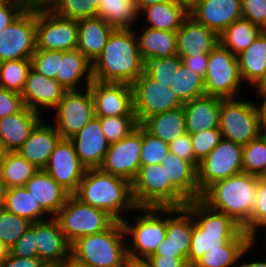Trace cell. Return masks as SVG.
<instances>
[{
  "instance_id": "obj_50",
  "label": "cell",
  "mask_w": 266,
  "mask_h": 267,
  "mask_svg": "<svg viewBox=\"0 0 266 267\" xmlns=\"http://www.w3.org/2000/svg\"><path fill=\"white\" fill-rule=\"evenodd\" d=\"M62 58L63 51L36 50L31 57V67L48 78L56 79Z\"/></svg>"
},
{
  "instance_id": "obj_40",
  "label": "cell",
  "mask_w": 266,
  "mask_h": 267,
  "mask_svg": "<svg viewBox=\"0 0 266 267\" xmlns=\"http://www.w3.org/2000/svg\"><path fill=\"white\" fill-rule=\"evenodd\" d=\"M38 170L17 151L7 152L0 166V180L8 188L25 186Z\"/></svg>"
},
{
  "instance_id": "obj_68",
  "label": "cell",
  "mask_w": 266,
  "mask_h": 267,
  "mask_svg": "<svg viewBox=\"0 0 266 267\" xmlns=\"http://www.w3.org/2000/svg\"><path fill=\"white\" fill-rule=\"evenodd\" d=\"M28 5L47 6L52 0H26Z\"/></svg>"
},
{
  "instance_id": "obj_23",
  "label": "cell",
  "mask_w": 266,
  "mask_h": 267,
  "mask_svg": "<svg viewBox=\"0 0 266 267\" xmlns=\"http://www.w3.org/2000/svg\"><path fill=\"white\" fill-rule=\"evenodd\" d=\"M189 15L220 35L243 17L242 0H199Z\"/></svg>"
},
{
  "instance_id": "obj_2",
  "label": "cell",
  "mask_w": 266,
  "mask_h": 267,
  "mask_svg": "<svg viewBox=\"0 0 266 267\" xmlns=\"http://www.w3.org/2000/svg\"><path fill=\"white\" fill-rule=\"evenodd\" d=\"M73 195L82 203L107 212L119 222L124 220V211H139L132 196L131 182L100 168L86 169Z\"/></svg>"
},
{
  "instance_id": "obj_5",
  "label": "cell",
  "mask_w": 266,
  "mask_h": 267,
  "mask_svg": "<svg viewBox=\"0 0 266 267\" xmlns=\"http://www.w3.org/2000/svg\"><path fill=\"white\" fill-rule=\"evenodd\" d=\"M127 238L122 222L109 229L83 236L71 244V256L91 267H126L129 261Z\"/></svg>"
},
{
  "instance_id": "obj_12",
  "label": "cell",
  "mask_w": 266,
  "mask_h": 267,
  "mask_svg": "<svg viewBox=\"0 0 266 267\" xmlns=\"http://www.w3.org/2000/svg\"><path fill=\"white\" fill-rule=\"evenodd\" d=\"M133 106L138 124H143L149 117L175 110L184 104L166 84L155 81L146 71L134 81Z\"/></svg>"
},
{
  "instance_id": "obj_14",
  "label": "cell",
  "mask_w": 266,
  "mask_h": 267,
  "mask_svg": "<svg viewBox=\"0 0 266 267\" xmlns=\"http://www.w3.org/2000/svg\"><path fill=\"white\" fill-rule=\"evenodd\" d=\"M243 146L222 139L201 161L197 168V181L202 194L214 182L243 172Z\"/></svg>"
},
{
  "instance_id": "obj_49",
  "label": "cell",
  "mask_w": 266,
  "mask_h": 267,
  "mask_svg": "<svg viewBox=\"0 0 266 267\" xmlns=\"http://www.w3.org/2000/svg\"><path fill=\"white\" fill-rule=\"evenodd\" d=\"M192 148L195 155V167L201 162L223 139L219 128L190 134Z\"/></svg>"
},
{
  "instance_id": "obj_58",
  "label": "cell",
  "mask_w": 266,
  "mask_h": 267,
  "mask_svg": "<svg viewBox=\"0 0 266 267\" xmlns=\"http://www.w3.org/2000/svg\"><path fill=\"white\" fill-rule=\"evenodd\" d=\"M44 263L39 257H18L8 255L1 263L0 267H44Z\"/></svg>"
},
{
  "instance_id": "obj_72",
  "label": "cell",
  "mask_w": 266,
  "mask_h": 267,
  "mask_svg": "<svg viewBox=\"0 0 266 267\" xmlns=\"http://www.w3.org/2000/svg\"><path fill=\"white\" fill-rule=\"evenodd\" d=\"M261 29L263 32H266V21H265V24L261 27Z\"/></svg>"
},
{
  "instance_id": "obj_6",
  "label": "cell",
  "mask_w": 266,
  "mask_h": 267,
  "mask_svg": "<svg viewBox=\"0 0 266 267\" xmlns=\"http://www.w3.org/2000/svg\"><path fill=\"white\" fill-rule=\"evenodd\" d=\"M132 196L138 208H179L189 202L171 183L162 164L141 165L132 181Z\"/></svg>"
},
{
  "instance_id": "obj_60",
  "label": "cell",
  "mask_w": 266,
  "mask_h": 267,
  "mask_svg": "<svg viewBox=\"0 0 266 267\" xmlns=\"http://www.w3.org/2000/svg\"><path fill=\"white\" fill-rule=\"evenodd\" d=\"M260 96L262 97L263 101L262 103H256L258 113H259V119H260V125L262 132L266 133V95H257L256 98Z\"/></svg>"
},
{
  "instance_id": "obj_67",
  "label": "cell",
  "mask_w": 266,
  "mask_h": 267,
  "mask_svg": "<svg viewBox=\"0 0 266 267\" xmlns=\"http://www.w3.org/2000/svg\"><path fill=\"white\" fill-rule=\"evenodd\" d=\"M10 254L9 247H7L1 240H0V263L8 257Z\"/></svg>"
},
{
  "instance_id": "obj_28",
  "label": "cell",
  "mask_w": 266,
  "mask_h": 267,
  "mask_svg": "<svg viewBox=\"0 0 266 267\" xmlns=\"http://www.w3.org/2000/svg\"><path fill=\"white\" fill-rule=\"evenodd\" d=\"M24 187L50 215L48 217H55L71 195L44 170H38Z\"/></svg>"
},
{
  "instance_id": "obj_63",
  "label": "cell",
  "mask_w": 266,
  "mask_h": 267,
  "mask_svg": "<svg viewBox=\"0 0 266 267\" xmlns=\"http://www.w3.org/2000/svg\"><path fill=\"white\" fill-rule=\"evenodd\" d=\"M62 267H91L72 257L71 255L61 264Z\"/></svg>"
},
{
  "instance_id": "obj_10",
  "label": "cell",
  "mask_w": 266,
  "mask_h": 267,
  "mask_svg": "<svg viewBox=\"0 0 266 267\" xmlns=\"http://www.w3.org/2000/svg\"><path fill=\"white\" fill-rule=\"evenodd\" d=\"M204 84L205 95L223 99L236 98L243 86L237 56L221 44L208 56Z\"/></svg>"
},
{
  "instance_id": "obj_21",
  "label": "cell",
  "mask_w": 266,
  "mask_h": 267,
  "mask_svg": "<svg viewBox=\"0 0 266 267\" xmlns=\"http://www.w3.org/2000/svg\"><path fill=\"white\" fill-rule=\"evenodd\" d=\"M177 55L183 59L188 56L210 54L219 44V35L198 23L188 15L177 30Z\"/></svg>"
},
{
  "instance_id": "obj_13",
  "label": "cell",
  "mask_w": 266,
  "mask_h": 267,
  "mask_svg": "<svg viewBox=\"0 0 266 267\" xmlns=\"http://www.w3.org/2000/svg\"><path fill=\"white\" fill-rule=\"evenodd\" d=\"M36 50V6L29 5L0 32V62L31 59Z\"/></svg>"
},
{
  "instance_id": "obj_66",
  "label": "cell",
  "mask_w": 266,
  "mask_h": 267,
  "mask_svg": "<svg viewBox=\"0 0 266 267\" xmlns=\"http://www.w3.org/2000/svg\"><path fill=\"white\" fill-rule=\"evenodd\" d=\"M244 262L245 263H240V264H238V267H266V261L264 260V261H248V262H246L245 260H244Z\"/></svg>"
},
{
  "instance_id": "obj_34",
  "label": "cell",
  "mask_w": 266,
  "mask_h": 267,
  "mask_svg": "<svg viewBox=\"0 0 266 267\" xmlns=\"http://www.w3.org/2000/svg\"><path fill=\"white\" fill-rule=\"evenodd\" d=\"M237 58L243 83L255 86L266 74V32L262 31Z\"/></svg>"
},
{
  "instance_id": "obj_26",
  "label": "cell",
  "mask_w": 266,
  "mask_h": 267,
  "mask_svg": "<svg viewBox=\"0 0 266 267\" xmlns=\"http://www.w3.org/2000/svg\"><path fill=\"white\" fill-rule=\"evenodd\" d=\"M222 99L203 95L184 103L186 132L193 134L219 128Z\"/></svg>"
},
{
  "instance_id": "obj_30",
  "label": "cell",
  "mask_w": 266,
  "mask_h": 267,
  "mask_svg": "<svg viewBox=\"0 0 266 267\" xmlns=\"http://www.w3.org/2000/svg\"><path fill=\"white\" fill-rule=\"evenodd\" d=\"M78 22L77 49L93 63L107 44L112 28L101 17L83 18Z\"/></svg>"
},
{
  "instance_id": "obj_69",
  "label": "cell",
  "mask_w": 266,
  "mask_h": 267,
  "mask_svg": "<svg viewBox=\"0 0 266 267\" xmlns=\"http://www.w3.org/2000/svg\"><path fill=\"white\" fill-rule=\"evenodd\" d=\"M126 267H149V266L145 261H134L129 259Z\"/></svg>"
},
{
  "instance_id": "obj_33",
  "label": "cell",
  "mask_w": 266,
  "mask_h": 267,
  "mask_svg": "<svg viewBox=\"0 0 266 267\" xmlns=\"http://www.w3.org/2000/svg\"><path fill=\"white\" fill-rule=\"evenodd\" d=\"M143 31H135L138 47L143 61L157 58L172 57L177 55V34L165 30H156L150 27L141 28ZM138 32L140 36L138 35Z\"/></svg>"
},
{
  "instance_id": "obj_51",
  "label": "cell",
  "mask_w": 266,
  "mask_h": 267,
  "mask_svg": "<svg viewBox=\"0 0 266 267\" xmlns=\"http://www.w3.org/2000/svg\"><path fill=\"white\" fill-rule=\"evenodd\" d=\"M259 228H266V176H258L255 206L251 215V237L254 240L257 239Z\"/></svg>"
},
{
  "instance_id": "obj_9",
  "label": "cell",
  "mask_w": 266,
  "mask_h": 267,
  "mask_svg": "<svg viewBox=\"0 0 266 267\" xmlns=\"http://www.w3.org/2000/svg\"><path fill=\"white\" fill-rule=\"evenodd\" d=\"M55 218L70 244L83 236L101 233L116 222L107 212L82 203L74 195L68 197Z\"/></svg>"
},
{
  "instance_id": "obj_15",
  "label": "cell",
  "mask_w": 266,
  "mask_h": 267,
  "mask_svg": "<svg viewBox=\"0 0 266 267\" xmlns=\"http://www.w3.org/2000/svg\"><path fill=\"white\" fill-rule=\"evenodd\" d=\"M85 89L67 91L54 108L56 112L53 125L62 139H71L95 118L91 91Z\"/></svg>"
},
{
  "instance_id": "obj_25",
  "label": "cell",
  "mask_w": 266,
  "mask_h": 267,
  "mask_svg": "<svg viewBox=\"0 0 266 267\" xmlns=\"http://www.w3.org/2000/svg\"><path fill=\"white\" fill-rule=\"evenodd\" d=\"M45 122L46 120L41 119L36 124L30 132L28 139L17 151L39 170H43L46 167L51 153L61 139L54 125Z\"/></svg>"
},
{
  "instance_id": "obj_32",
  "label": "cell",
  "mask_w": 266,
  "mask_h": 267,
  "mask_svg": "<svg viewBox=\"0 0 266 267\" xmlns=\"http://www.w3.org/2000/svg\"><path fill=\"white\" fill-rule=\"evenodd\" d=\"M83 77L88 88L93 81L92 63L78 49L63 51L56 78L58 83L67 91L82 90L79 82Z\"/></svg>"
},
{
  "instance_id": "obj_71",
  "label": "cell",
  "mask_w": 266,
  "mask_h": 267,
  "mask_svg": "<svg viewBox=\"0 0 266 267\" xmlns=\"http://www.w3.org/2000/svg\"><path fill=\"white\" fill-rule=\"evenodd\" d=\"M44 267H62L61 265H48L46 264Z\"/></svg>"
},
{
  "instance_id": "obj_11",
  "label": "cell",
  "mask_w": 266,
  "mask_h": 267,
  "mask_svg": "<svg viewBox=\"0 0 266 267\" xmlns=\"http://www.w3.org/2000/svg\"><path fill=\"white\" fill-rule=\"evenodd\" d=\"M37 50L77 49L78 22L58 16L48 6H36Z\"/></svg>"
},
{
  "instance_id": "obj_46",
  "label": "cell",
  "mask_w": 266,
  "mask_h": 267,
  "mask_svg": "<svg viewBox=\"0 0 266 267\" xmlns=\"http://www.w3.org/2000/svg\"><path fill=\"white\" fill-rule=\"evenodd\" d=\"M109 144L128 136L138 126L136 116L97 117Z\"/></svg>"
},
{
  "instance_id": "obj_20",
  "label": "cell",
  "mask_w": 266,
  "mask_h": 267,
  "mask_svg": "<svg viewBox=\"0 0 266 267\" xmlns=\"http://www.w3.org/2000/svg\"><path fill=\"white\" fill-rule=\"evenodd\" d=\"M66 92L56 79L48 78L31 67L21 96L27 108L41 114L42 107L54 110Z\"/></svg>"
},
{
  "instance_id": "obj_42",
  "label": "cell",
  "mask_w": 266,
  "mask_h": 267,
  "mask_svg": "<svg viewBox=\"0 0 266 267\" xmlns=\"http://www.w3.org/2000/svg\"><path fill=\"white\" fill-rule=\"evenodd\" d=\"M30 68L31 59L0 62V87L21 94Z\"/></svg>"
},
{
  "instance_id": "obj_18",
  "label": "cell",
  "mask_w": 266,
  "mask_h": 267,
  "mask_svg": "<svg viewBox=\"0 0 266 267\" xmlns=\"http://www.w3.org/2000/svg\"><path fill=\"white\" fill-rule=\"evenodd\" d=\"M86 169L77 156L73 142L70 139L61 138L43 170L73 195Z\"/></svg>"
},
{
  "instance_id": "obj_48",
  "label": "cell",
  "mask_w": 266,
  "mask_h": 267,
  "mask_svg": "<svg viewBox=\"0 0 266 267\" xmlns=\"http://www.w3.org/2000/svg\"><path fill=\"white\" fill-rule=\"evenodd\" d=\"M182 59L178 56L157 58L154 60L147 61L145 63V71L159 83L166 84L169 88V82L172 80L176 72H178Z\"/></svg>"
},
{
  "instance_id": "obj_3",
  "label": "cell",
  "mask_w": 266,
  "mask_h": 267,
  "mask_svg": "<svg viewBox=\"0 0 266 267\" xmlns=\"http://www.w3.org/2000/svg\"><path fill=\"white\" fill-rule=\"evenodd\" d=\"M257 184L258 176L242 172L214 182L200 199L210 208L231 217L251 236V215Z\"/></svg>"
},
{
  "instance_id": "obj_64",
  "label": "cell",
  "mask_w": 266,
  "mask_h": 267,
  "mask_svg": "<svg viewBox=\"0 0 266 267\" xmlns=\"http://www.w3.org/2000/svg\"><path fill=\"white\" fill-rule=\"evenodd\" d=\"M257 95H266V74L254 86Z\"/></svg>"
},
{
  "instance_id": "obj_45",
  "label": "cell",
  "mask_w": 266,
  "mask_h": 267,
  "mask_svg": "<svg viewBox=\"0 0 266 267\" xmlns=\"http://www.w3.org/2000/svg\"><path fill=\"white\" fill-rule=\"evenodd\" d=\"M31 222L5 209L0 210V240L11 248L25 233Z\"/></svg>"
},
{
  "instance_id": "obj_36",
  "label": "cell",
  "mask_w": 266,
  "mask_h": 267,
  "mask_svg": "<svg viewBox=\"0 0 266 267\" xmlns=\"http://www.w3.org/2000/svg\"><path fill=\"white\" fill-rule=\"evenodd\" d=\"M142 125L151 134L170 144L186 132L184 107L153 115Z\"/></svg>"
},
{
  "instance_id": "obj_55",
  "label": "cell",
  "mask_w": 266,
  "mask_h": 267,
  "mask_svg": "<svg viewBox=\"0 0 266 267\" xmlns=\"http://www.w3.org/2000/svg\"><path fill=\"white\" fill-rule=\"evenodd\" d=\"M28 6L26 0H7L0 4V32L16 19Z\"/></svg>"
},
{
  "instance_id": "obj_24",
  "label": "cell",
  "mask_w": 266,
  "mask_h": 267,
  "mask_svg": "<svg viewBox=\"0 0 266 267\" xmlns=\"http://www.w3.org/2000/svg\"><path fill=\"white\" fill-rule=\"evenodd\" d=\"M81 163L87 168H99L110 146L102 131L100 120L95 117L70 139Z\"/></svg>"
},
{
  "instance_id": "obj_54",
  "label": "cell",
  "mask_w": 266,
  "mask_h": 267,
  "mask_svg": "<svg viewBox=\"0 0 266 267\" xmlns=\"http://www.w3.org/2000/svg\"><path fill=\"white\" fill-rule=\"evenodd\" d=\"M25 107L21 94L0 87V119Z\"/></svg>"
},
{
  "instance_id": "obj_17",
  "label": "cell",
  "mask_w": 266,
  "mask_h": 267,
  "mask_svg": "<svg viewBox=\"0 0 266 267\" xmlns=\"http://www.w3.org/2000/svg\"><path fill=\"white\" fill-rule=\"evenodd\" d=\"M91 91L95 117L135 116L130 84L93 80Z\"/></svg>"
},
{
  "instance_id": "obj_35",
  "label": "cell",
  "mask_w": 266,
  "mask_h": 267,
  "mask_svg": "<svg viewBox=\"0 0 266 267\" xmlns=\"http://www.w3.org/2000/svg\"><path fill=\"white\" fill-rule=\"evenodd\" d=\"M140 13L145 15L149 24L147 27L169 32H177L183 20L189 15L172 0L147 6L141 9Z\"/></svg>"
},
{
  "instance_id": "obj_29",
  "label": "cell",
  "mask_w": 266,
  "mask_h": 267,
  "mask_svg": "<svg viewBox=\"0 0 266 267\" xmlns=\"http://www.w3.org/2000/svg\"><path fill=\"white\" fill-rule=\"evenodd\" d=\"M256 242L257 240L243 230L234 240L228 241L224 246L208 250L191 267H238L243 256L252 249L251 247Z\"/></svg>"
},
{
  "instance_id": "obj_62",
  "label": "cell",
  "mask_w": 266,
  "mask_h": 267,
  "mask_svg": "<svg viewBox=\"0 0 266 267\" xmlns=\"http://www.w3.org/2000/svg\"><path fill=\"white\" fill-rule=\"evenodd\" d=\"M169 0H133L135 3L137 10L140 11L141 9L153 5V4H158V3H163Z\"/></svg>"
},
{
  "instance_id": "obj_43",
  "label": "cell",
  "mask_w": 266,
  "mask_h": 267,
  "mask_svg": "<svg viewBox=\"0 0 266 267\" xmlns=\"http://www.w3.org/2000/svg\"><path fill=\"white\" fill-rule=\"evenodd\" d=\"M100 0H52L47 6L58 16L80 20L98 16Z\"/></svg>"
},
{
  "instance_id": "obj_70",
  "label": "cell",
  "mask_w": 266,
  "mask_h": 267,
  "mask_svg": "<svg viewBox=\"0 0 266 267\" xmlns=\"http://www.w3.org/2000/svg\"><path fill=\"white\" fill-rule=\"evenodd\" d=\"M7 152L8 151L4 147L3 143L0 141V166L2 164V161L5 159Z\"/></svg>"
},
{
  "instance_id": "obj_31",
  "label": "cell",
  "mask_w": 266,
  "mask_h": 267,
  "mask_svg": "<svg viewBox=\"0 0 266 267\" xmlns=\"http://www.w3.org/2000/svg\"><path fill=\"white\" fill-rule=\"evenodd\" d=\"M165 166L170 183L188 200L200 199L202 194L197 181V168L171 152L161 163Z\"/></svg>"
},
{
  "instance_id": "obj_59",
  "label": "cell",
  "mask_w": 266,
  "mask_h": 267,
  "mask_svg": "<svg viewBox=\"0 0 266 267\" xmlns=\"http://www.w3.org/2000/svg\"><path fill=\"white\" fill-rule=\"evenodd\" d=\"M208 56L209 54H202L201 56H188L184 57L182 61L185 66L204 79L207 72Z\"/></svg>"
},
{
  "instance_id": "obj_53",
  "label": "cell",
  "mask_w": 266,
  "mask_h": 267,
  "mask_svg": "<svg viewBox=\"0 0 266 267\" xmlns=\"http://www.w3.org/2000/svg\"><path fill=\"white\" fill-rule=\"evenodd\" d=\"M242 14L261 28L266 21V0H242Z\"/></svg>"
},
{
  "instance_id": "obj_57",
  "label": "cell",
  "mask_w": 266,
  "mask_h": 267,
  "mask_svg": "<svg viewBox=\"0 0 266 267\" xmlns=\"http://www.w3.org/2000/svg\"><path fill=\"white\" fill-rule=\"evenodd\" d=\"M149 267H190L187 257L150 255L144 260Z\"/></svg>"
},
{
  "instance_id": "obj_37",
  "label": "cell",
  "mask_w": 266,
  "mask_h": 267,
  "mask_svg": "<svg viewBox=\"0 0 266 267\" xmlns=\"http://www.w3.org/2000/svg\"><path fill=\"white\" fill-rule=\"evenodd\" d=\"M98 17L114 29H133L134 21L142 16L133 0H100Z\"/></svg>"
},
{
  "instance_id": "obj_44",
  "label": "cell",
  "mask_w": 266,
  "mask_h": 267,
  "mask_svg": "<svg viewBox=\"0 0 266 267\" xmlns=\"http://www.w3.org/2000/svg\"><path fill=\"white\" fill-rule=\"evenodd\" d=\"M243 172L266 176V133L243 146Z\"/></svg>"
},
{
  "instance_id": "obj_56",
  "label": "cell",
  "mask_w": 266,
  "mask_h": 267,
  "mask_svg": "<svg viewBox=\"0 0 266 267\" xmlns=\"http://www.w3.org/2000/svg\"><path fill=\"white\" fill-rule=\"evenodd\" d=\"M170 152L190 161L195 166V155L192 148L191 136L185 132L169 144Z\"/></svg>"
},
{
  "instance_id": "obj_52",
  "label": "cell",
  "mask_w": 266,
  "mask_h": 267,
  "mask_svg": "<svg viewBox=\"0 0 266 267\" xmlns=\"http://www.w3.org/2000/svg\"><path fill=\"white\" fill-rule=\"evenodd\" d=\"M10 255L18 257H38L36 244V222L31 223L22 237L9 248Z\"/></svg>"
},
{
  "instance_id": "obj_22",
  "label": "cell",
  "mask_w": 266,
  "mask_h": 267,
  "mask_svg": "<svg viewBox=\"0 0 266 267\" xmlns=\"http://www.w3.org/2000/svg\"><path fill=\"white\" fill-rule=\"evenodd\" d=\"M36 244L38 257L48 265H61L71 255V244L55 217L36 222Z\"/></svg>"
},
{
  "instance_id": "obj_1",
  "label": "cell",
  "mask_w": 266,
  "mask_h": 267,
  "mask_svg": "<svg viewBox=\"0 0 266 267\" xmlns=\"http://www.w3.org/2000/svg\"><path fill=\"white\" fill-rule=\"evenodd\" d=\"M145 71L133 29H114L92 63L93 80L132 84Z\"/></svg>"
},
{
  "instance_id": "obj_38",
  "label": "cell",
  "mask_w": 266,
  "mask_h": 267,
  "mask_svg": "<svg viewBox=\"0 0 266 267\" xmlns=\"http://www.w3.org/2000/svg\"><path fill=\"white\" fill-rule=\"evenodd\" d=\"M4 209L31 223L47 220L42 216L49 215L24 186L8 188Z\"/></svg>"
},
{
  "instance_id": "obj_16",
  "label": "cell",
  "mask_w": 266,
  "mask_h": 267,
  "mask_svg": "<svg viewBox=\"0 0 266 267\" xmlns=\"http://www.w3.org/2000/svg\"><path fill=\"white\" fill-rule=\"evenodd\" d=\"M141 150L142 124H138L128 136L110 144L99 168L132 183L141 166Z\"/></svg>"
},
{
  "instance_id": "obj_65",
  "label": "cell",
  "mask_w": 266,
  "mask_h": 267,
  "mask_svg": "<svg viewBox=\"0 0 266 267\" xmlns=\"http://www.w3.org/2000/svg\"><path fill=\"white\" fill-rule=\"evenodd\" d=\"M8 187L0 180V210L4 209Z\"/></svg>"
},
{
  "instance_id": "obj_19",
  "label": "cell",
  "mask_w": 266,
  "mask_h": 267,
  "mask_svg": "<svg viewBox=\"0 0 266 267\" xmlns=\"http://www.w3.org/2000/svg\"><path fill=\"white\" fill-rule=\"evenodd\" d=\"M165 213H168L166 238L152 255L188 257L193 231L191 212L186 207H179L165 208Z\"/></svg>"
},
{
  "instance_id": "obj_4",
  "label": "cell",
  "mask_w": 266,
  "mask_h": 267,
  "mask_svg": "<svg viewBox=\"0 0 266 267\" xmlns=\"http://www.w3.org/2000/svg\"><path fill=\"white\" fill-rule=\"evenodd\" d=\"M185 207L193 216V231L188 265L191 267L208 250L234 240L243 228L228 215L216 211L201 199L189 201Z\"/></svg>"
},
{
  "instance_id": "obj_73",
  "label": "cell",
  "mask_w": 266,
  "mask_h": 267,
  "mask_svg": "<svg viewBox=\"0 0 266 267\" xmlns=\"http://www.w3.org/2000/svg\"><path fill=\"white\" fill-rule=\"evenodd\" d=\"M5 1H7V0H0V4H2V3L5 2Z\"/></svg>"
},
{
  "instance_id": "obj_8",
  "label": "cell",
  "mask_w": 266,
  "mask_h": 267,
  "mask_svg": "<svg viewBox=\"0 0 266 267\" xmlns=\"http://www.w3.org/2000/svg\"><path fill=\"white\" fill-rule=\"evenodd\" d=\"M254 102L238 98L222 99L219 129L224 139L244 146L263 133Z\"/></svg>"
},
{
  "instance_id": "obj_61",
  "label": "cell",
  "mask_w": 266,
  "mask_h": 267,
  "mask_svg": "<svg viewBox=\"0 0 266 267\" xmlns=\"http://www.w3.org/2000/svg\"><path fill=\"white\" fill-rule=\"evenodd\" d=\"M178 6H181L187 13H190L197 5L199 0H172Z\"/></svg>"
},
{
  "instance_id": "obj_41",
  "label": "cell",
  "mask_w": 266,
  "mask_h": 267,
  "mask_svg": "<svg viewBox=\"0 0 266 267\" xmlns=\"http://www.w3.org/2000/svg\"><path fill=\"white\" fill-rule=\"evenodd\" d=\"M169 84L170 89L183 104L205 95L204 79L183 63Z\"/></svg>"
},
{
  "instance_id": "obj_47",
  "label": "cell",
  "mask_w": 266,
  "mask_h": 267,
  "mask_svg": "<svg viewBox=\"0 0 266 267\" xmlns=\"http://www.w3.org/2000/svg\"><path fill=\"white\" fill-rule=\"evenodd\" d=\"M169 152V144L151 134L142 125L141 165L161 164Z\"/></svg>"
},
{
  "instance_id": "obj_7",
  "label": "cell",
  "mask_w": 266,
  "mask_h": 267,
  "mask_svg": "<svg viewBox=\"0 0 266 267\" xmlns=\"http://www.w3.org/2000/svg\"><path fill=\"white\" fill-rule=\"evenodd\" d=\"M139 210L143 213L134 215L135 224H130L126 218L122 221L126 236H131L132 241L127 244L128 258L134 261H144L154 254L165 240L167 229V217L161 215L165 208L143 207Z\"/></svg>"
},
{
  "instance_id": "obj_27",
  "label": "cell",
  "mask_w": 266,
  "mask_h": 267,
  "mask_svg": "<svg viewBox=\"0 0 266 267\" xmlns=\"http://www.w3.org/2000/svg\"><path fill=\"white\" fill-rule=\"evenodd\" d=\"M42 119L40 113L26 106L17 113L0 119V141L8 152L18 151L30 132Z\"/></svg>"
},
{
  "instance_id": "obj_39",
  "label": "cell",
  "mask_w": 266,
  "mask_h": 267,
  "mask_svg": "<svg viewBox=\"0 0 266 267\" xmlns=\"http://www.w3.org/2000/svg\"><path fill=\"white\" fill-rule=\"evenodd\" d=\"M261 32L262 29L259 26L242 17L219 35L220 44L237 56L253 44Z\"/></svg>"
}]
</instances>
